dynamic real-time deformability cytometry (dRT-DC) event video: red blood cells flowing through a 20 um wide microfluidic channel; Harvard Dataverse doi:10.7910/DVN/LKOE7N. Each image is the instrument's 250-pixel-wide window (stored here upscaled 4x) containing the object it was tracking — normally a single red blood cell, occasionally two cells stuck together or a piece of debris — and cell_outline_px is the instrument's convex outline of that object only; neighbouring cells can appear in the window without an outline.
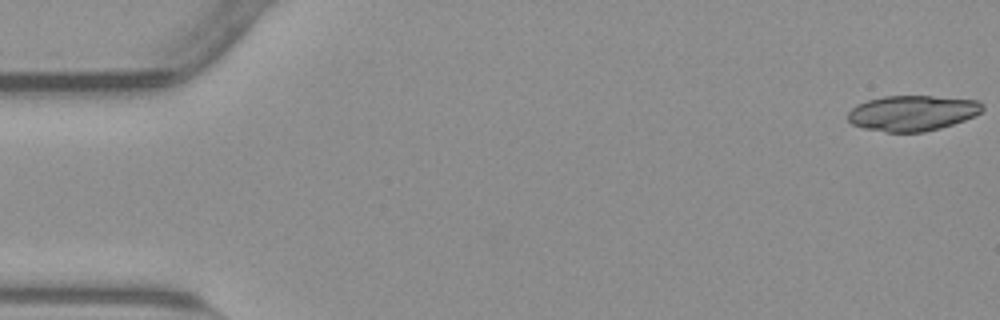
{"species": "common noctule bat (a hibernating species)", "species_latin": "Nyctalus noctula", "temperature_condition": "warm", "stored_images_in_passage": 20, "camera_frame_rate_fps": 3000, "um_per_image_px": 0.085, "animal": {"sex": "male", "body_mass_g": 23.1, "forearm_length_mm": 52.7}, "frame": {"image": 1, "passage_image": 1, "time_ms": 0.0, "image_size_px": [1000, 320], "cell_outline_px": [[984, 108], [980, 112], [964, 120], [940, 128], [924, 132], [888, 132], [864, 128], [852, 124], [848, 120], [848, 112], [856, 104], [868, 100], [884, 96], [932, 96], [980, 100], [984, 104]], "centroid_in_image_um": [77.55, 9.6], "position_along_channel_um": 7.4, "area_um2": 27.8}}